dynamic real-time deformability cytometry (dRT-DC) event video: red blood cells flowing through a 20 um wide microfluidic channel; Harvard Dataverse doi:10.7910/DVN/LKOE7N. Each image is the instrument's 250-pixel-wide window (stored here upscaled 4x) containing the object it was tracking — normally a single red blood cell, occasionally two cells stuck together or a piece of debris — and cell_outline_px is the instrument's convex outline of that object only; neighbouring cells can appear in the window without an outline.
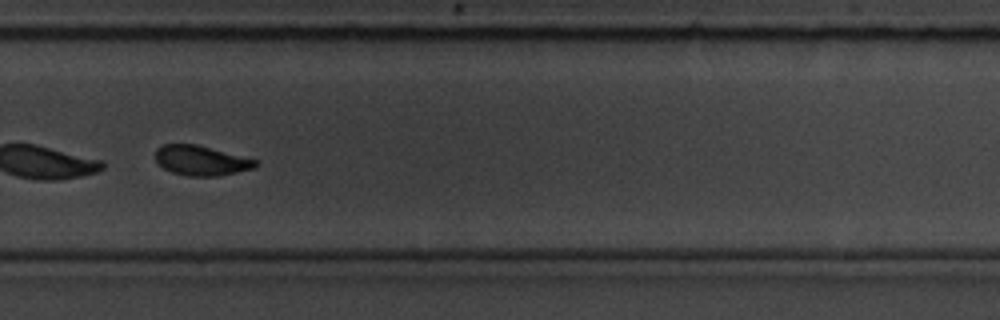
{"species": "common noctule bat (a hibernating species)", "species_latin": "Nyctalus noctula", "temperature_condition": "room temperature", "stored_images_in_passage": 15, "camera_frame_rate_fps": 3000, "um_per_image_px": 0.085, "animal": {"sex": "male", "body_mass_g": 19.5, "forearm_length_mm": 54.6}, "frame": {"image": 1, "passage_image": 11, "time_ms": 12.667, "image_size_px": [1000, 320], "cell_outline_px": [[260, 164], [256, 168], [216, 176], [188, 176], [172, 172], [164, 168], [156, 160], [156, 148], [164, 144], [196, 144], [260, 160]], "centroid_in_image_um": [17.16, 13.64], "position_along_channel_um": 312.6, "area_um2": 17.51}, "authors_computed_cell_mechanics": {"area_um2": 19.4786, "velocity_mm_per_s": 3.5517, "shape_relaxation_time_tau1_ms": 3.8311, "shape_relaxation_time_tau2_ms": 5.0442, "deformation_change_tau1": 0.1011, "deformation_change_tau2": 0.0981}}